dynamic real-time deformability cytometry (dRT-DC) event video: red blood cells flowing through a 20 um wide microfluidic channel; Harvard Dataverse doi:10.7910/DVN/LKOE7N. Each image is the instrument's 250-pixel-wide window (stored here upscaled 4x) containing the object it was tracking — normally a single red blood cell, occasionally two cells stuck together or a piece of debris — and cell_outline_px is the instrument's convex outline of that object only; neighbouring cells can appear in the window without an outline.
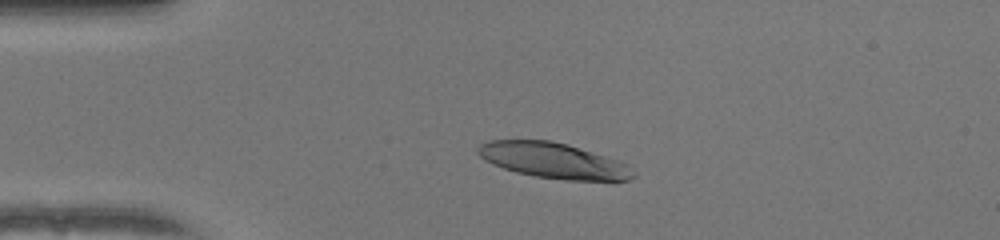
{"species": "human", "species_latin": "Homo sapiens", "temperature_condition": "warm", "stored_images_in_passage": 49, "camera_frame_rate_fps": 3000, "um_per_image_px": 0.085, "donor": {"sex": "female"}, "frame": {"image": 1, "passage_image": 10, "time_ms": 3.0, "image_size_px": [1000, 240], "cell_outline_px": [[636, 176], [628, 180], [612, 184], [564, 180], [536, 176], [516, 172], [492, 164], [484, 160], [476, 152], [476, 148], [480, 144], [488, 140], [548, 140], [568, 144], [616, 160], [624, 164], [636, 172]], "centroid_in_image_um": [47.1, 13.69], "position_along_channel_um": 37.9, "area_um2": 32.83}}
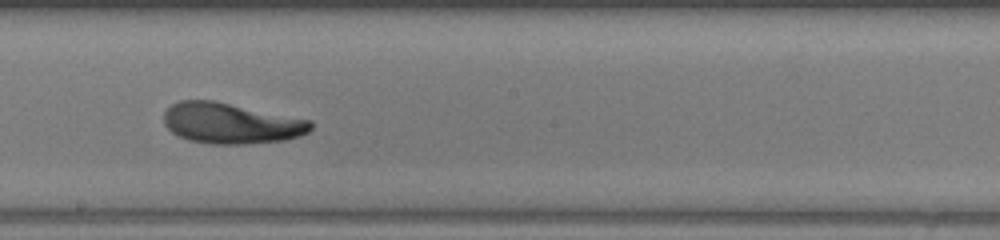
{"frame": {"image": 2, "passage_image": 27, "time_ms": 8.667, "image_size_px": [1000, 240], "cell_outline_px": [[312, 128], [308, 132], [300, 136], [284, 140], [240, 144], [212, 144], [188, 140], [172, 132], [164, 124], [164, 112], [172, 104], [180, 100], [212, 100], [312, 120]], "centroid_in_image_um": [19.63, 10.48], "position_along_channel_um": 228.6, "area_um2": 34.74}}
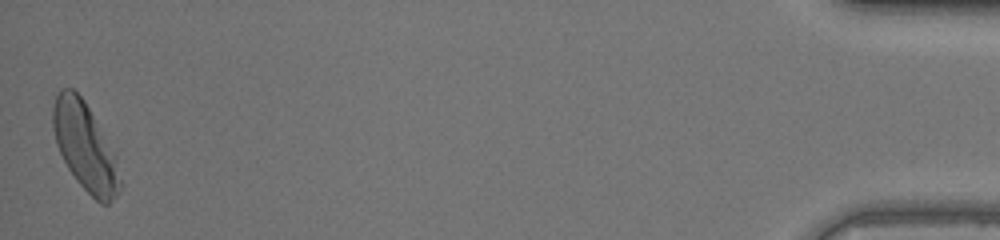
{"frame": {"image": 3, "passage_image": 49, "time_ms": 16.0, "image_size_px": [1000, 240], "cell_outline_px": [[124, 184], [116, 196], [108, 204], [100, 204], [76, 180], [68, 168], [56, 144], [52, 128], [52, 108], [56, 92], [60, 88], [72, 88], [84, 100], [116, 156]], "centroid_in_image_um": [7.24, 12.49], "position_along_channel_um": 428.0, "area_um2": 34.45}, "authors_computed_cell_mechanics": {"area_um2": 34.0442, "velocity_mm_per_s": 4.0396, "shape_relaxation_time_tau1_ms": 4.6458, "shape_relaxation_time_tau2_ms": 1.6402, "deformation_change_tau1": 0.2059, "deformation_change_tau2": 0.0771}}